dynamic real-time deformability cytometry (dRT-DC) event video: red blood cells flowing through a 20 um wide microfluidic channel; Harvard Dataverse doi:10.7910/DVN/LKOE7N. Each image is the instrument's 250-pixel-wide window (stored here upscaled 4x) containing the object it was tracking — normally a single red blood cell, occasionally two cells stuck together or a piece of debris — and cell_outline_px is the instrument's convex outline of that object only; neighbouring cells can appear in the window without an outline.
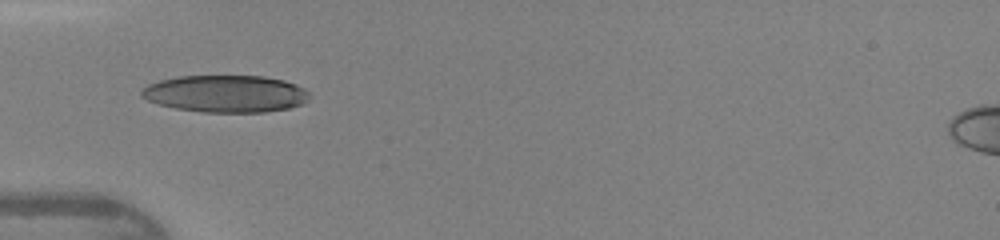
{"species": "human", "species_latin": "Homo sapiens", "temperature_condition": "warm", "stored_images_in_passage": 9, "camera_frame_rate_fps": 3000, "um_per_image_px": 0.085, "donor": {"sex": "female"}, "frame": {"image": 1, "passage_image": 1, "time_ms": 0.0, "image_size_px": [1000, 240], "cell_outline_px": [[308, 100], [300, 104], [288, 108], [264, 112], [204, 112], [176, 108], [160, 104], [148, 100], [140, 96], [140, 92], [148, 84], [160, 80], [180, 76], [264, 76], [284, 80], [296, 84], [304, 88], [308, 92]], "centroid_in_image_um": [19.18, 7.96], "position_along_channel_um": 65.8, "area_um2": 36.18}}
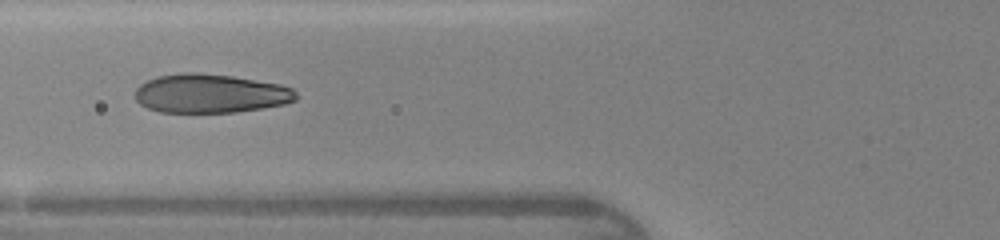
{"frame": {"image": 2, "passage_image": 4, "time_ms": 1.0, "image_size_px": [1000, 240], "cell_outline_px": [[296, 100], [284, 104], [236, 112], [160, 112], [148, 108], [140, 104], [136, 100], [136, 88], [140, 84], [156, 76], [184, 72], [196, 72], [232, 76], [280, 84], [292, 88], [296, 92]], "centroid_in_image_um": [17.87, 7.94], "position_along_channel_um": 107.9, "area_um2": 36.41}}
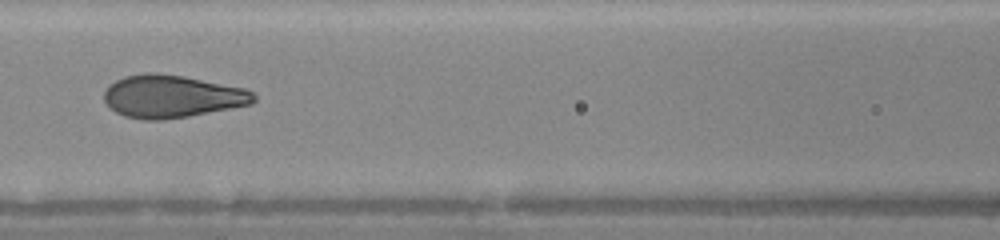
{"frame": {"image": 3, "passage_image": 7, "time_ms": 2.0, "image_size_px": [1000, 240], "cell_outline_px": [[256, 100], [252, 104], [188, 116], [160, 120], [144, 120], [124, 116], [116, 112], [104, 100], [104, 92], [108, 84], [124, 76], [144, 72], [156, 72], [180, 76], [244, 88], [252, 92], [256, 96]], "centroid_in_image_um": [14.58, 8.19], "position_along_channel_um": 152.0, "area_um2": 36.99}}